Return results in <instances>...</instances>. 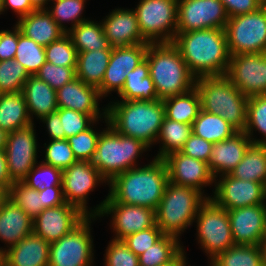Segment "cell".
<instances>
[{"label":"cell","instance_id":"obj_19","mask_svg":"<svg viewBox=\"0 0 266 266\" xmlns=\"http://www.w3.org/2000/svg\"><path fill=\"white\" fill-rule=\"evenodd\" d=\"M87 216L76 206L64 204L43 209L33 219V233L52 243L77 227Z\"/></svg>","mask_w":266,"mask_h":266},{"label":"cell","instance_id":"obj_30","mask_svg":"<svg viewBox=\"0 0 266 266\" xmlns=\"http://www.w3.org/2000/svg\"><path fill=\"white\" fill-rule=\"evenodd\" d=\"M118 97L120 100L128 101H154L158 99L155 84L149 75V64L146 59L127 74L124 87Z\"/></svg>","mask_w":266,"mask_h":266},{"label":"cell","instance_id":"obj_14","mask_svg":"<svg viewBox=\"0 0 266 266\" xmlns=\"http://www.w3.org/2000/svg\"><path fill=\"white\" fill-rule=\"evenodd\" d=\"M35 124L8 133L6 156L10 179L22 181L29 171L38 163L39 146L37 142ZM38 150V151H37Z\"/></svg>","mask_w":266,"mask_h":266},{"label":"cell","instance_id":"obj_2","mask_svg":"<svg viewBox=\"0 0 266 266\" xmlns=\"http://www.w3.org/2000/svg\"><path fill=\"white\" fill-rule=\"evenodd\" d=\"M196 77L226 75L230 53L225 29L211 28L177 33L172 42Z\"/></svg>","mask_w":266,"mask_h":266},{"label":"cell","instance_id":"obj_51","mask_svg":"<svg viewBox=\"0 0 266 266\" xmlns=\"http://www.w3.org/2000/svg\"><path fill=\"white\" fill-rule=\"evenodd\" d=\"M163 235L162 230L155 225L154 227L130 234L122 239V241L136 256H140L143 252L148 250L149 247L153 246Z\"/></svg>","mask_w":266,"mask_h":266},{"label":"cell","instance_id":"obj_48","mask_svg":"<svg viewBox=\"0 0 266 266\" xmlns=\"http://www.w3.org/2000/svg\"><path fill=\"white\" fill-rule=\"evenodd\" d=\"M43 145L45 148L43 163L64 170L77 161L67 139L50 140L48 144Z\"/></svg>","mask_w":266,"mask_h":266},{"label":"cell","instance_id":"obj_35","mask_svg":"<svg viewBox=\"0 0 266 266\" xmlns=\"http://www.w3.org/2000/svg\"><path fill=\"white\" fill-rule=\"evenodd\" d=\"M67 34L71 37L77 52L112 49L99 21L87 20L70 29Z\"/></svg>","mask_w":266,"mask_h":266},{"label":"cell","instance_id":"obj_29","mask_svg":"<svg viewBox=\"0 0 266 266\" xmlns=\"http://www.w3.org/2000/svg\"><path fill=\"white\" fill-rule=\"evenodd\" d=\"M32 124L22 91L0 94V128L11 133Z\"/></svg>","mask_w":266,"mask_h":266},{"label":"cell","instance_id":"obj_33","mask_svg":"<svg viewBox=\"0 0 266 266\" xmlns=\"http://www.w3.org/2000/svg\"><path fill=\"white\" fill-rule=\"evenodd\" d=\"M230 175L240 180L262 183L266 187V145L252 143Z\"/></svg>","mask_w":266,"mask_h":266},{"label":"cell","instance_id":"obj_67","mask_svg":"<svg viewBox=\"0 0 266 266\" xmlns=\"http://www.w3.org/2000/svg\"><path fill=\"white\" fill-rule=\"evenodd\" d=\"M183 266H191V265H188V263L186 262Z\"/></svg>","mask_w":266,"mask_h":266},{"label":"cell","instance_id":"obj_62","mask_svg":"<svg viewBox=\"0 0 266 266\" xmlns=\"http://www.w3.org/2000/svg\"><path fill=\"white\" fill-rule=\"evenodd\" d=\"M8 198V190L0 185V205Z\"/></svg>","mask_w":266,"mask_h":266},{"label":"cell","instance_id":"obj_20","mask_svg":"<svg viewBox=\"0 0 266 266\" xmlns=\"http://www.w3.org/2000/svg\"><path fill=\"white\" fill-rule=\"evenodd\" d=\"M235 245H261L266 239V203L227 210Z\"/></svg>","mask_w":266,"mask_h":266},{"label":"cell","instance_id":"obj_37","mask_svg":"<svg viewBox=\"0 0 266 266\" xmlns=\"http://www.w3.org/2000/svg\"><path fill=\"white\" fill-rule=\"evenodd\" d=\"M180 241L174 236L164 234L153 246L138 256L139 266H165L170 264L185 248Z\"/></svg>","mask_w":266,"mask_h":266},{"label":"cell","instance_id":"obj_34","mask_svg":"<svg viewBox=\"0 0 266 266\" xmlns=\"http://www.w3.org/2000/svg\"><path fill=\"white\" fill-rule=\"evenodd\" d=\"M191 134L192 125L164 118L155 141V144L160 145L154 158L164 159L169 154L180 151Z\"/></svg>","mask_w":266,"mask_h":266},{"label":"cell","instance_id":"obj_36","mask_svg":"<svg viewBox=\"0 0 266 266\" xmlns=\"http://www.w3.org/2000/svg\"><path fill=\"white\" fill-rule=\"evenodd\" d=\"M238 131L217 114L200 110L192 124V133L212 144L232 137Z\"/></svg>","mask_w":266,"mask_h":266},{"label":"cell","instance_id":"obj_7","mask_svg":"<svg viewBox=\"0 0 266 266\" xmlns=\"http://www.w3.org/2000/svg\"><path fill=\"white\" fill-rule=\"evenodd\" d=\"M103 123L106 128L101 131L91 163L110 182L118 174L139 166L138 158L150 148L141 140L117 133L108 124L107 117Z\"/></svg>","mask_w":266,"mask_h":266},{"label":"cell","instance_id":"obj_27","mask_svg":"<svg viewBox=\"0 0 266 266\" xmlns=\"http://www.w3.org/2000/svg\"><path fill=\"white\" fill-rule=\"evenodd\" d=\"M16 25L22 34L44 47L66 34L46 9L35 10L20 17Z\"/></svg>","mask_w":266,"mask_h":266},{"label":"cell","instance_id":"obj_15","mask_svg":"<svg viewBox=\"0 0 266 266\" xmlns=\"http://www.w3.org/2000/svg\"><path fill=\"white\" fill-rule=\"evenodd\" d=\"M213 187L211 199L226 210L266 203V187L262 183L225 174L215 178Z\"/></svg>","mask_w":266,"mask_h":266},{"label":"cell","instance_id":"obj_58","mask_svg":"<svg viewBox=\"0 0 266 266\" xmlns=\"http://www.w3.org/2000/svg\"><path fill=\"white\" fill-rule=\"evenodd\" d=\"M13 181L10 179L7 168L6 156L3 150H0V185L9 190Z\"/></svg>","mask_w":266,"mask_h":266},{"label":"cell","instance_id":"obj_41","mask_svg":"<svg viewBox=\"0 0 266 266\" xmlns=\"http://www.w3.org/2000/svg\"><path fill=\"white\" fill-rule=\"evenodd\" d=\"M21 63L30 76H35L45 64V47L26 37L19 29L18 45L14 58Z\"/></svg>","mask_w":266,"mask_h":266},{"label":"cell","instance_id":"obj_56","mask_svg":"<svg viewBox=\"0 0 266 266\" xmlns=\"http://www.w3.org/2000/svg\"><path fill=\"white\" fill-rule=\"evenodd\" d=\"M46 126L49 140H62L65 139V133H61L60 115L57 112L50 113L39 119Z\"/></svg>","mask_w":266,"mask_h":266},{"label":"cell","instance_id":"obj_52","mask_svg":"<svg viewBox=\"0 0 266 266\" xmlns=\"http://www.w3.org/2000/svg\"><path fill=\"white\" fill-rule=\"evenodd\" d=\"M212 143L196 136L194 133L190 135L180 152L195 159L209 162V156L212 149Z\"/></svg>","mask_w":266,"mask_h":266},{"label":"cell","instance_id":"obj_25","mask_svg":"<svg viewBox=\"0 0 266 266\" xmlns=\"http://www.w3.org/2000/svg\"><path fill=\"white\" fill-rule=\"evenodd\" d=\"M33 233V219L22 208L7 198L0 205V241L5 251Z\"/></svg>","mask_w":266,"mask_h":266},{"label":"cell","instance_id":"obj_53","mask_svg":"<svg viewBox=\"0 0 266 266\" xmlns=\"http://www.w3.org/2000/svg\"><path fill=\"white\" fill-rule=\"evenodd\" d=\"M13 30H0V61L12 60L15 58L19 27L15 24Z\"/></svg>","mask_w":266,"mask_h":266},{"label":"cell","instance_id":"obj_57","mask_svg":"<svg viewBox=\"0 0 266 266\" xmlns=\"http://www.w3.org/2000/svg\"><path fill=\"white\" fill-rule=\"evenodd\" d=\"M2 3L4 13L10 7V9H12L13 12L17 15L18 19L37 10L32 5L30 0H2Z\"/></svg>","mask_w":266,"mask_h":266},{"label":"cell","instance_id":"obj_38","mask_svg":"<svg viewBox=\"0 0 266 266\" xmlns=\"http://www.w3.org/2000/svg\"><path fill=\"white\" fill-rule=\"evenodd\" d=\"M209 266H264L261 245H233L219 253Z\"/></svg>","mask_w":266,"mask_h":266},{"label":"cell","instance_id":"obj_28","mask_svg":"<svg viewBox=\"0 0 266 266\" xmlns=\"http://www.w3.org/2000/svg\"><path fill=\"white\" fill-rule=\"evenodd\" d=\"M22 93L27 104L28 114L33 123L34 117L39 120L58 110L56 90L36 76H30L27 79Z\"/></svg>","mask_w":266,"mask_h":266},{"label":"cell","instance_id":"obj_55","mask_svg":"<svg viewBox=\"0 0 266 266\" xmlns=\"http://www.w3.org/2000/svg\"><path fill=\"white\" fill-rule=\"evenodd\" d=\"M43 209L53 208L65 203L62 186H53L41 190Z\"/></svg>","mask_w":266,"mask_h":266},{"label":"cell","instance_id":"obj_64","mask_svg":"<svg viewBox=\"0 0 266 266\" xmlns=\"http://www.w3.org/2000/svg\"><path fill=\"white\" fill-rule=\"evenodd\" d=\"M0 266H4V252L0 250Z\"/></svg>","mask_w":266,"mask_h":266},{"label":"cell","instance_id":"obj_44","mask_svg":"<svg viewBox=\"0 0 266 266\" xmlns=\"http://www.w3.org/2000/svg\"><path fill=\"white\" fill-rule=\"evenodd\" d=\"M63 170L39 161L22 180L30 188L42 190L53 186H62Z\"/></svg>","mask_w":266,"mask_h":266},{"label":"cell","instance_id":"obj_11","mask_svg":"<svg viewBox=\"0 0 266 266\" xmlns=\"http://www.w3.org/2000/svg\"><path fill=\"white\" fill-rule=\"evenodd\" d=\"M97 218L87 216L71 232L50 243L49 266H94L91 223Z\"/></svg>","mask_w":266,"mask_h":266},{"label":"cell","instance_id":"obj_12","mask_svg":"<svg viewBox=\"0 0 266 266\" xmlns=\"http://www.w3.org/2000/svg\"><path fill=\"white\" fill-rule=\"evenodd\" d=\"M104 183L108 185L109 182L90 161L77 160L63 170L62 192L64 200L79 208L86 216H92V207L89 208L87 205L88 197L90 192H93L99 184Z\"/></svg>","mask_w":266,"mask_h":266},{"label":"cell","instance_id":"obj_66","mask_svg":"<svg viewBox=\"0 0 266 266\" xmlns=\"http://www.w3.org/2000/svg\"><path fill=\"white\" fill-rule=\"evenodd\" d=\"M261 6H266V0H258Z\"/></svg>","mask_w":266,"mask_h":266},{"label":"cell","instance_id":"obj_54","mask_svg":"<svg viewBox=\"0 0 266 266\" xmlns=\"http://www.w3.org/2000/svg\"><path fill=\"white\" fill-rule=\"evenodd\" d=\"M228 17L256 11L261 7L258 0H220Z\"/></svg>","mask_w":266,"mask_h":266},{"label":"cell","instance_id":"obj_49","mask_svg":"<svg viewBox=\"0 0 266 266\" xmlns=\"http://www.w3.org/2000/svg\"><path fill=\"white\" fill-rule=\"evenodd\" d=\"M35 76L49 84L53 89L58 90L76 78V67H62L45 62Z\"/></svg>","mask_w":266,"mask_h":266},{"label":"cell","instance_id":"obj_47","mask_svg":"<svg viewBox=\"0 0 266 266\" xmlns=\"http://www.w3.org/2000/svg\"><path fill=\"white\" fill-rule=\"evenodd\" d=\"M97 123L99 122L96 121L87 130L67 138L76 160L92 161L96 151L97 142L101 134V130L97 132V129L94 126L95 124L97 125Z\"/></svg>","mask_w":266,"mask_h":266},{"label":"cell","instance_id":"obj_43","mask_svg":"<svg viewBox=\"0 0 266 266\" xmlns=\"http://www.w3.org/2000/svg\"><path fill=\"white\" fill-rule=\"evenodd\" d=\"M30 75L15 59L0 61V94L20 92Z\"/></svg>","mask_w":266,"mask_h":266},{"label":"cell","instance_id":"obj_6","mask_svg":"<svg viewBox=\"0 0 266 266\" xmlns=\"http://www.w3.org/2000/svg\"><path fill=\"white\" fill-rule=\"evenodd\" d=\"M211 197L195 188L168 182L155 210L156 225L163 234L181 240V234L193 225L201 205Z\"/></svg>","mask_w":266,"mask_h":266},{"label":"cell","instance_id":"obj_59","mask_svg":"<svg viewBox=\"0 0 266 266\" xmlns=\"http://www.w3.org/2000/svg\"><path fill=\"white\" fill-rule=\"evenodd\" d=\"M185 249H183V252L170 264L165 266H183L187 262Z\"/></svg>","mask_w":266,"mask_h":266},{"label":"cell","instance_id":"obj_1","mask_svg":"<svg viewBox=\"0 0 266 266\" xmlns=\"http://www.w3.org/2000/svg\"><path fill=\"white\" fill-rule=\"evenodd\" d=\"M169 182L168 168L163 159L152 158L148 164L133 167L115 176L109 193L92 208V216L101 213L104 202L138 205L156 210Z\"/></svg>","mask_w":266,"mask_h":266},{"label":"cell","instance_id":"obj_22","mask_svg":"<svg viewBox=\"0 0 266 266\" xmlns=\"http://www.w3.org/2000/svg\"><path fill=\"white\" fill-rule=\"evenodd\" d=\"M101 23L112 48L149 43L142 36L134 9L115 8L103 17Z\"/></svg>","mask_w":266,"mask_h":266},{"label":"cell","instance_id":"obj_4","mask_svg":"<svg viewBox=\"0 0 266 266\" xmlns=\"http://www.w3.org/2000/svg\"><path fill=\"white\" fill-rule=\"evenodd\" d=\"M145 59L158 99L181 95L195 88L196 77L172 42L149 43Z\"/></svg>","mask_w":266,"mask_h":266},{"label":"cell","instance_id":"obj_10","mask_svg":"<svg viewBox=\"0 0 266 266\" xmlns=\"http://www.w3.org/2000/svg\"><path fill=\"white\" fill-rule=\"evenodd\" d=\"M136 8L139 28L149 43L173 42L177 34L178 0H139Z\"/></svg>","mask_w":266,"mask_h":266},{"label":"cell","instance_id":"obj_26","mask_svg":"<svg viewBox=\"0 0 266 266\" xmlns=\"http://www.w3.org/2000/svg\"><path fill=\"white\" fill-rule=\"evenodd\" d=\"M50 243L34 233L4 251V266H49Z\"/></svg>","mask_w":266,"mask_h":266},{"label":"cell","instance_id":"obj_24","mask_svg":"<svg viewBox=\"0 0 266 266\" xmlns=\"http://www.w3.org/2000/svg\"><path fill=\"white\" fill-rule=\"evenodd\" d=\"M252 141L244 131L212 145L208 166L214 178L230 174L242 161Z\"/></svg>","mask_w":266,"mask_h":266},{"label":"cell","instance_id":"obj_61","mask_svg":"<svg viewBox=\"0 0 266 266\" xmlns=\"http://www.w3.org/2000/svg\"><path fill=\"white\" fill-rule=\"evenodd\" d=\"M8 133L0 128V150H4L6 147Z\"/></svg>","mask_w":266,"mask_h":266},{"label":"cell","instance_id":"obj_17","mask_svg":"<svg viewBox=\"0 0 266 266\" xmlns=\"http://www.w3.org/2000/svg\"><path fill=\"white\" fill-rule=\"evenodd\" d=\"M149 43L113 47L109 64L98 91L102 98L117 92L119 94L124 87L126 76L145 60Z\"/></svg>","mask_w":266,"mask_h":266},{"label":"cell","instance_id":"obj_23","mask_svg":"<svg viewBox=\"0 0 266 266\" xmlns=\"http://www.w3.org/2000/svg\"><path fill=\"white\" fill-rule=\"evenodd\" d=\"M56 96L58 108L72 109L89 116H106V106L99 107L102 97L98 88L85 84L77 77L56 90Z\"/></svg>","mask_w":266,"mask_h":266},{"label":"cell","instance_id":"obj_40","mask_svg":"<svg viewBox=\"0 0 266 266\" xmlns=\"http://www.w3.org/2000/svg\"><path fill=\"white\" fill-rule=\"evenodd\" d=\"M262 136L261 139L254 137V132ZM244 132L252 143L266 145V95H255L248 99L247 122Z\"/></svg>","mask_w":266,"mask_h":266},{"label":"cell","instance_id":"obj_63","mask_svg":"<svg viewBox=\"0 0 266 266\" xmlns=\"http://www.w3.org/2000/svg\"><path fill=\"white\" fill-rule=\"evenodd\" d=\"M261 248L263 251V261H264V266H266V243L261 244Z\"/></svg>","mask_w":266,"mask_h":266},{"label":"cell","instance_id":"obj_8","mask_svg":"<svg viewBox=\"0 0 266 266\" xmlns=\"http://www.w3.org/2000/svg\"><path fill=\"white\" fill-rule=\"evenodd\" d=\"M194 222L197 228L196 239L209 261L235 245L227 210L211 198L201 205Z\"/></svg>","mask_w":266,"mask_h":266},{"label":"cell","instance_id":"obj_39","mask_svg":"<svg viewBox=\"0 0 266 266\" xmlns=\"http://www.w3.org/2000/svg\"><path fill=\"white\" fill-rule=\"evenodd\" d=\"M87 0H51L52 6L46 9L57 22V24L67 33L70 29L76 27L81 22L87 21L90 18H83L82 14L85 11ZM71 26L68 27L65 23ZM68 27V28H67Z\"/></svg>","mask_w":266,"mask_h":266},{"label":"cell","instance_id":"obj_46","mask_svg":"<svg viewBox=\"0 0 266 266\" xmlns=\"http://www.w3.org/2000/svg\"><path fill=\"white\" fill-rule=\"evenodd\" d=\"M56 112L60 115L61 133H65V139L87 130L96 121L106 118V116H89L67 108H58Z\"/></svg>","mask_w":266,"mask_h":266},{"label":"cell","instance_id":"obj_45","mask_svg":"<svg viewBox=\"0 0 266 266\" xmlns=\"http://www.w3.org/2000/svg\"><path fill=\"white\" fill-rule=\"evenodd\" d=\"M78 52L66 33L59 40L45 46L46 62L62 67H76Z\"/></svg>","mask_w":266,"mask_h":266},{"label":"cell","instance_id":"obj_5","mask_svg":"<svg viewBox=\"0 0 266 266\" xmlns=\"http://www.w3.org/2000/svg\"><path fill=\"white\" fill-rule=\"evenodd\" d=\"M195 88L202 110L219 115L237 131H244L249 97L243 95L226 75L196 78Z\"/></svg>","mask_w":266,"mask_h":266},{"label":"cell","instance_id":"obj_9","mask_svg":"<svg viewBox=\"0 0 266 266\" xmlns=\"http://www.w3.org/2000/svg\"><path fill=\"white\" fill-rule=\"evenodd\" d=\"M225 32L231 56L266 53V6L228 18Z\"/></svg>","mask_w":266,"mask_h":266},{"label":"cell","instance_id":"obj_21","mask_svg":"<svg viewBox=\"0 0 266 266\" xmlns=\"http://www.w3.org/2000/svg\"><path fill=\"white\" fill-rule=\"evenodd\" d=\"M168 168L169 182L188 186L205 193L204 187L213 186L215 178L208 163L177 151L163 159Z\"/></svg>","mask_w":266,"mask_h":266},{"label":"cell","instance_id":"obj_60","mask_svg":"<svg viewBox=\"0 0 266 266\" xmlns=\"http://www.w3.org/2000/svg\"><path fill=\"white\" fill-rule=\"evenodd\" d=\"M32 5L37 9H47L48 8V4L51 3V0H30ZM50 2V3H48Z\"/></svg>","mask_w":266,"mask_h":266},{"label":"cell","instance_id":"obj_3","mask_svg":"<svg viewBox=\"0 0 266 266\" xmlns=\"http://www.w3.org/2000/svg\"><path fill=\"white\" fill-rule=\"evenodd\" d=\"M112 101L106 105L108 124L117 133L141 140L151 149L165 118L163 101Z\"/></svg>","mask_w":266,"mask_h":266},{"label":"cell","instance_id":"obj_31","mask_svg":"<svg viewBox=\"0 0 266 266\" xmlns=\"http://www.w3.org/2000/svg\"><path fill=\"white\" fill-rule=\"evenodd\" d=\"M112 49L78 52L76 77L85 84L99 87L104 78Z\"/></svg>","mask_w":266,"mask_h":266},{"label":"cell","instance_id":"obj_18","mask_svg":"<svg viewBox=\"0 0 266 266\" xmlns=\"http://www.w3.org/2000/svg\"><path fill=\"white\" fill-rule=\"evenodd\" d=\"M111 215L110 229L114 240H122L130 234L154 227L155 210L138 205H127L118 202H104L98 219Z\"/></svg>","mask_w":266,"mask_h":266},{"label":"cell","instance_id":"obj_42","mask_svg":"<svg viewBox=\"0 0 266 266\" xmlns=\"http://www.w3.org/2000/svg\"><path fill=\"white\" fill-rule=\"evenodd\" d=\"M8 198L22 208L32 219L43 210L41 190L30 188L22 181H15L10 185Z\"/></svg>","mask_w":266,"mask_h":266},{"label":"cell","instance_id":"obj_16","mask_svg":"<svg viewBox=\"0 0 266 266\" xmlns=\"http://www.w3.org/2000/svg\"><path fill=\"white\" fill-rule=\"evenodd\" d=\"M226 76L246 97L266 95V53L231 56Z\"/></svg>","mask_w":266,"mask_h":266},{"label":"cell","instance_id":"obj_32","mask_svg":"<svg viewBox=\"0 0 266 266\" xmlns=\"http://www.w3.org/2000/svg\"><path fill=\"white\" fill-rule=\"evenodd\" d=\"M162 101L165 118L185 124L192 125L201 110V99L196 88L181 95L165 98Z\"/></svg>","mask_w":266,"mask_h":266},{"label":"cell","instance_id":"obj_65","mask_svg":"<svg viewBox=\"0 0 266 266\" xmlns=\"http://www.w3.org/2000/svg\"><path fill=\"white\" fill-rule=\"evenodd\" d=\"M4 11H3V3H2V0H0V15L3 14Z\"/></svg>","mask_w":266,"mask_h":266},{"label":"cell","instance_id":"obj_13","mask_svg":"<svg viewBox=\"0 0 266 266\" xmlns=\"http://www.w3.org/2000/svg\"><path fill=\"white\" fill-rule=\"evenodd\" d=\"M228 18L220 0H178L177 33L225 29Z\"/></svg>","mask_w":266,"mask_h":266},{"label":"cell","instance_id":"obj_50","mask_svg":"<svg viewBox=\"0 0 266 266\" xmlns=\"http://www.w3.org/2000/svg\"><path fill=\"white\" fill-rule=\"evenodd\" d=\"M105 266H139V258L122 240L112 239L105 249Z\"/></svg>","mask_w":266,"mask_h":266}]
</instances>
